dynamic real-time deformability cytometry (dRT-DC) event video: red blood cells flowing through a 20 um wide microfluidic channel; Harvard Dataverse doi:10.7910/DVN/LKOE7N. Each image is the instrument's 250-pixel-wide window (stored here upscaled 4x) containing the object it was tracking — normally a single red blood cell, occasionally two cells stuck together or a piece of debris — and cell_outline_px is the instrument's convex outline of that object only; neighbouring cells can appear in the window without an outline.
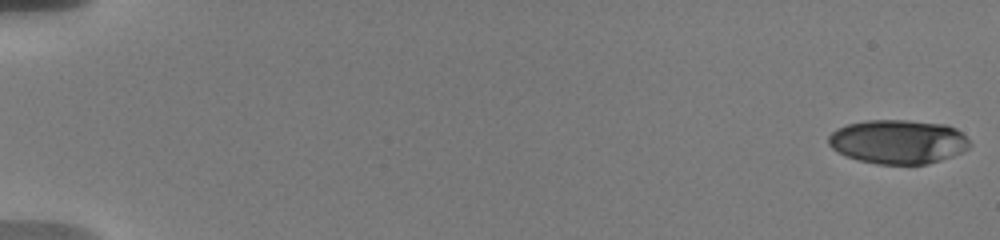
{"species": "human", "species_latin": "Homo sapiens", "temperature_condition": "warm", "stored_images_in_passage": 32, "camera_frame_rate_fps": 3000, "um_per_image_px": 0.085, "donor": {"sex": "male"}, "frame": {"image": 1, "passage_image": 1, "time_ms": 0.0, "image_size_px": [1000, 240], "cell_outline_px": [[972, 144], [964, 152], [928, 164], [876, 164], [844, 156], [836, 152], [828, 144], [828, 136], [836, 128], [848, 124], [868, 120], [904, 120], [948, 124], [956, 128]], "centroid_in_image_um": [76.33, 12.05], "position_along_channel_um": 8.7, "area_um2": 36.53}}
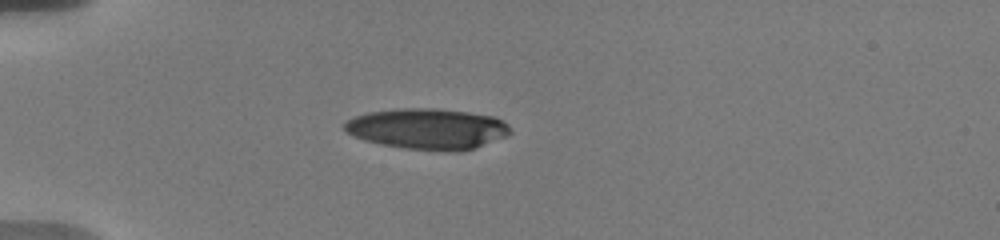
{"frame": {"image": 2, "passage_image": 22, "time_ms": 5.333, "image_size_px": [1000, 240], "cell_outline_px": [[512, 132], [504, 136], [476, 148], [460, 152], [444, 152], [404, 148], [380, 144], [364, 140], [348, 132], [344, 128], [344, 124], [348, 120], [356, 116], [368, 112], [396, 108], [432, 108], [468, 112], [492, 116], [508, 124]], "centroid_in_image_um": [36.35, 10.96], "position_along_channel_um": 48.6, "area_um2": 39.42}}
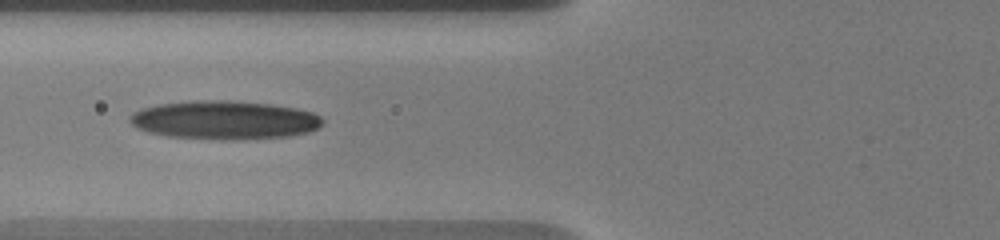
{"frame": {"image": 3, "passage_image": 31, "time_ms": 7.667, "image_size_px": [1000, 240], "cell_outline_px": [[324, 120], [316, 128], [308, 132], [288, 136], [236, 140], [220, 140], [168, 136], [148, 132], [132, 124], [128, 120], [128, 116], [132, 112], [140, 108], [160, 104], [196, 100], [228, 100], [272, 104], [296, 108], [312, 112], [320, 116]], "centroid_in_image_um": [19.05, 10.2], "position_along_channel_um": 106.8, "area_um2": 43.47}}